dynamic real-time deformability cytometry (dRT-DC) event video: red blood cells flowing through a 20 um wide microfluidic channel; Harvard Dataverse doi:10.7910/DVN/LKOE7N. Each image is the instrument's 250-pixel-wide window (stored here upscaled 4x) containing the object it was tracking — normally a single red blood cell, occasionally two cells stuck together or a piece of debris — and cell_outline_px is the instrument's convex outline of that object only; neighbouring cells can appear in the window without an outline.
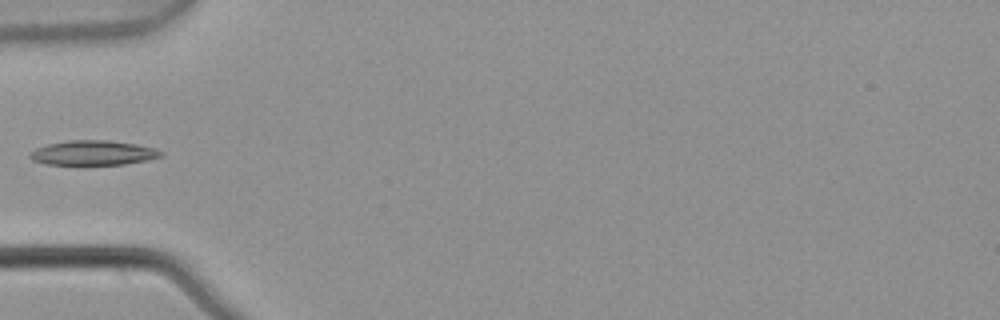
{"species": "common noctule bat (a hibernating species)", "species_latin": "Nyctalus noctula", "temperature_condition": "warm", "stored_images_in_passage": 4, "camera_frame_rate_fps": 3000, "um_per_image_px": 0.085, "animal": {"sex": "male", "body_mass_g": 21.5, "forearm_length_mm": 52.0}, "frame": {"image": 1, "passage_image": 4, "time_ms": 1.0, "image_size_px": [1000, 320], "cell_outline_px": [[164, 156], [148, 160], [124, 164], [84, 168], [44, 164], [32, 160], [28, 156], [36, 148], [48, 144], [72, 140], [108, 140], [136, 144], [152, 148], [164, 152]], "centroid_in_image_um": [7.89, 13.05], "position_along_channel_um": 77.1, "area_um2": 19.83}}